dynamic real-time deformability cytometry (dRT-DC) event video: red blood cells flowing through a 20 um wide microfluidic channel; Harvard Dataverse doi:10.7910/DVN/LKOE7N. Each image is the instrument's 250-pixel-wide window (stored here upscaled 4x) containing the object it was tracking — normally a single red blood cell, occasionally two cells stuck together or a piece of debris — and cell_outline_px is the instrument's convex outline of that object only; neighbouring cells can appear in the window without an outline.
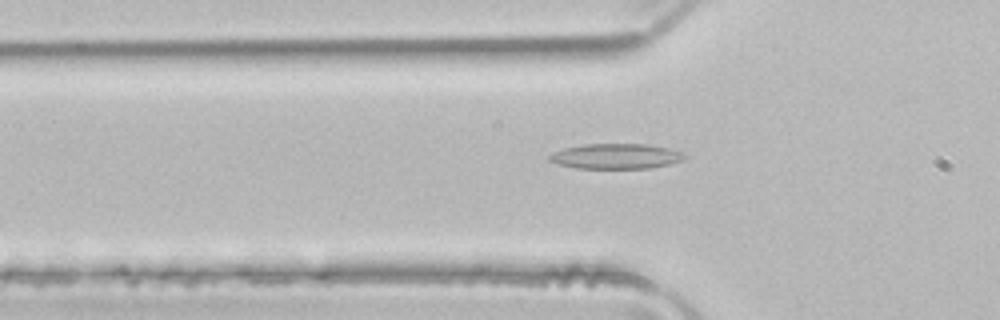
{"species": "common noctule bat (a hibernating species)", "species_latin": "Nyctalus noctula", "temperature_condition": "room temperature", "stored_images_in_passage": 50, "camera_frame_rate_fps": 3000, "um_per_image_px": 0.085, "animal": {"sex": "male", "body_mass_g": 21.5, "forearm_length_mm": 52.0}, "frame": {"image": 1, "passage_image": 16, "time_ms": 5.0, "image_size_px": [1000, 320], "cell_outline_px": [[688, 156], [680, 160], [668, 164], [648, 168], [576, 168], [560, 164], [548, 160], [548, 156], [552, 152], [564, 148], [584, 144], [648, 144], [668, 148], [684, 152]], "centroid_in_image_um": [52.35, 13.27], "position_along_channel_um": 73.5, "area_um2": 19.77}}
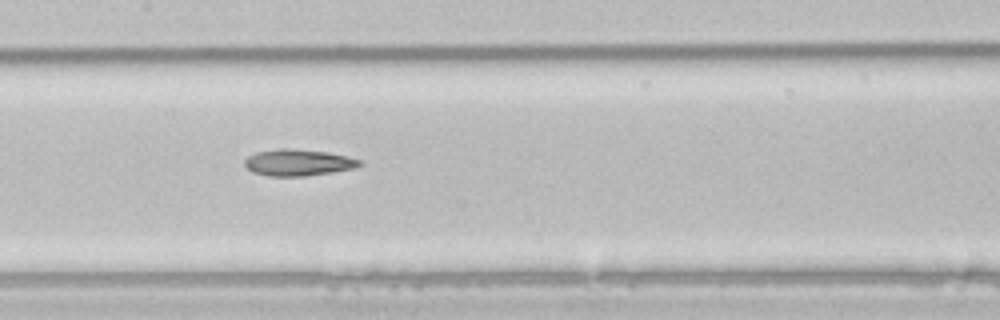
{"frame": {"image": 2, "passage_image": 24, "time_ms": 7.667, "image_size_px": [1000, 320], "cell_outline_px": [[364, 164], [356, 168], [332, 172], [304, 176], [272, 176], [252, 172], [244, 164], [244, 160], [248, 156], [256, 152], [284, 148], [296, 148], [328, 152], [348, 156], [364, 160]], "centroid_in_image_um": [25.41, 13.8], "position_along_channel_um": 182.0, "area_um2": 17.98}}
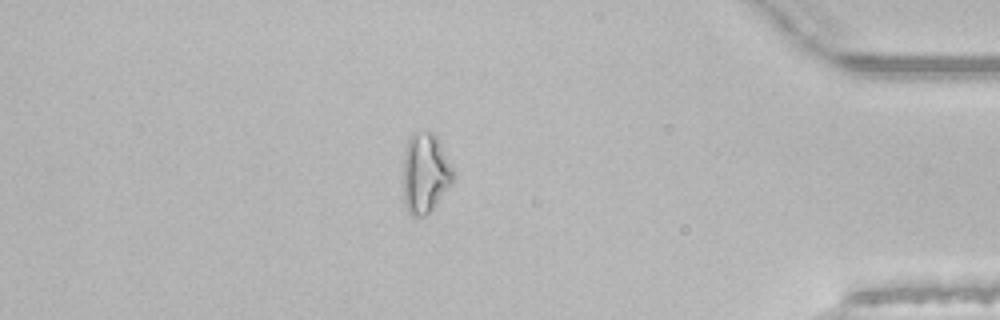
{"frame": {"image": 3, "passage_image": 43, "time_ms": 14.0, "image_size_px": [1000, 320], "cell_outline_px": [[456, 172], [452, 184], [432, 208], [424, 216], [412, 216], [408, 212], [404, 204], [404, 152], [408, 140], [412, 132], [432, 132], [436, 136]], "centroid_in_image_um": [36.16, 14.71], "position_along_channel_um": 399.0, "area_um2": 23.29}}